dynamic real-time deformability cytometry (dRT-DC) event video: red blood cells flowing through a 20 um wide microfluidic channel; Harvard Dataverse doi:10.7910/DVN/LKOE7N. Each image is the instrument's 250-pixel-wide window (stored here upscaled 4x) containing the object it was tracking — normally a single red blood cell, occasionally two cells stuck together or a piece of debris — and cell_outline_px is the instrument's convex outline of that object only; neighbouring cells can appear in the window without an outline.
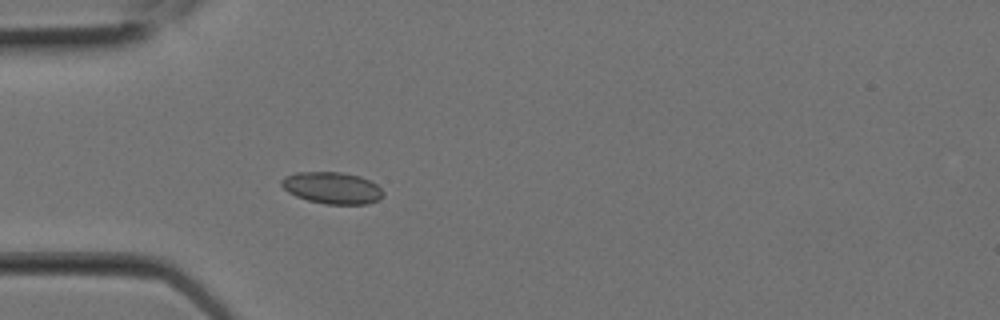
{"species": "Egyptian fruit bat (a non-hibernating species)", "species_latin": "Rousettus aegyptiacus", "temperature_condition": "room temperature", "stored_images_in_passage": 2, "camera_frame_rate_fps": 3000, "um_per_image_px": 0.085, "animal": {"sex": "female"}, "frame": {"image": 1, "passage_image": 2, "time_ms": 0.333, "image_size_px": [1000, 320], "cell_outline_px": [[384, 196], [380, 200], [368, 204], [324, 204], [308, 200], [296, 196], [288, 192], [280, 184], [280, 180], [284, 176], [296, 172], [344, 172], [360, 176], [376, 184], [384, 192]], "centroid_in_image_um": [28.24, 15.97], "position_along_channel_um": 56.8, "area_um2": 19.02}}